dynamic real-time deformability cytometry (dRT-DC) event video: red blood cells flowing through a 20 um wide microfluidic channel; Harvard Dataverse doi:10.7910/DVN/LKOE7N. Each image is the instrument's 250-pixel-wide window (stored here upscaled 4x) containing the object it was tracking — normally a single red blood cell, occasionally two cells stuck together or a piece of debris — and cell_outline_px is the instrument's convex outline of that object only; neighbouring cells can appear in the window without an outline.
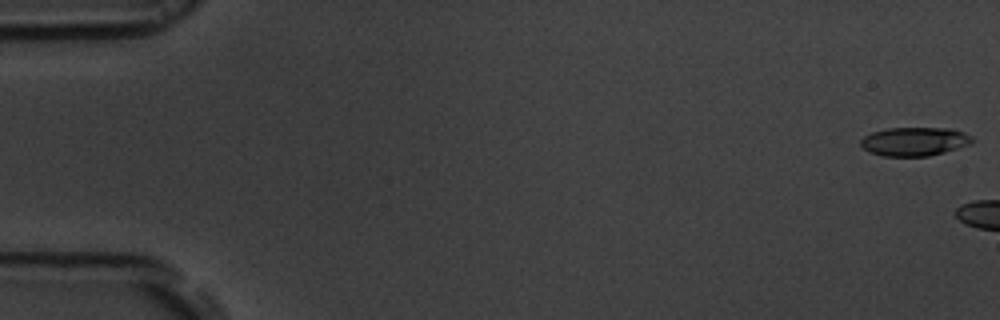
{"species": "common noctule bat (a hibernating species)", "species_latin": "Nyctalus noctula", "temperature_condition": "room temperature", "stored_images_in_passage": 5, "camera_frame_rate_fps": 3000, "um_per_image_px": 0.085, "animal": {"sex": "male", "body_mass_g": 19.5, "forearm_length_mm": 54.6}, "frame": {"image": 1, "passage_image": 1, "time_ms": 0.0, "image_size_px": [1000, 320], "cell_outline_px": [[976, 140], [972, 144], [944, 152], [928, 156], [884, 156], [868, 152], [860, 144], [860, 140], [864, 136], [872, 132], [888, 128], [948, 128], [964, 132], [972, 136]], "centroid_in_image_um": [77.76, 12.02], "position_along_channel_um": 7.2, "area_um2": 18.79}}